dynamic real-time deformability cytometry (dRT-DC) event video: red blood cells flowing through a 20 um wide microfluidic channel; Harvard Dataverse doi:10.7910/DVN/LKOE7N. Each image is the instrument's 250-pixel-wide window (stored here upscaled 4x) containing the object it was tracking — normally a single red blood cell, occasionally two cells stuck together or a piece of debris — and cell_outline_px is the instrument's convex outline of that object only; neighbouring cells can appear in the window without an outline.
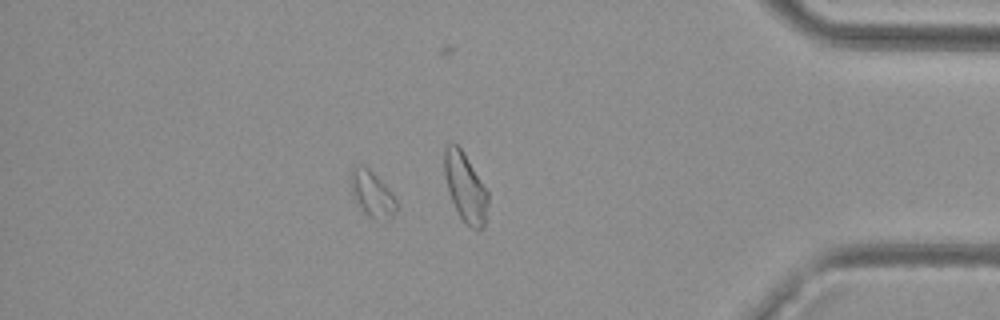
{"species": "common noctule bat (a hibernating species)", "species_latin": "Nyctalus noctula", "temperature_condition": "cold", "stored_images_in_passage": 40, "camera_frame_rate_fps": 3000, "um_per_image_px": 0.085, "animal": {"sex": "female", "body_mass_g": 29.2, "forearm_length_mm": 56.3}, "frame": {"image": 1, "passage_image": 33, "time_ms": 10.667, "image_size_px": [1000, 320], "cell_outline_px": [[396, 212], [388, 220], [376, 220], [368, 216], [356, 204], [352, 196], [352, 164], [364, 164], [388, 188], [396, 200]], "centroid_in_image_um": [31.61, 16.5], "position_along_channel_um": 403.6, "area_um2": 12.2}}